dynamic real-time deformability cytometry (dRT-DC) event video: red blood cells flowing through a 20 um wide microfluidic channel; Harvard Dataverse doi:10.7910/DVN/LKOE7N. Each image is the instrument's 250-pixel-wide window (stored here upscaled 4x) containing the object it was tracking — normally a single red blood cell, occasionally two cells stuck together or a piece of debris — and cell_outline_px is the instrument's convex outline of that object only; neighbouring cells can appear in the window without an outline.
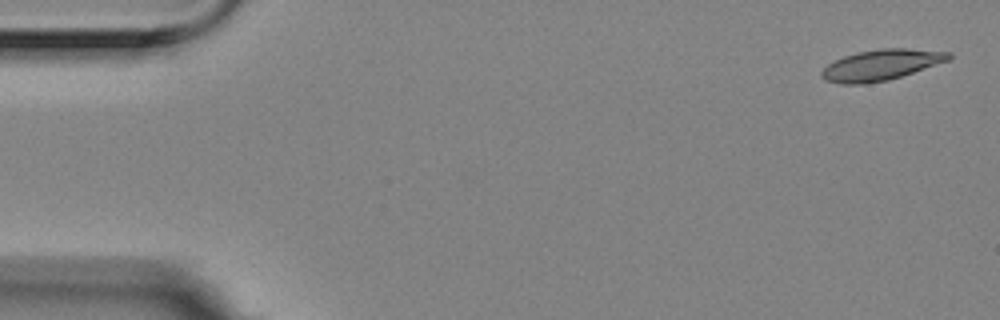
{"species": "Egyptian fruit bat (a non-hibernating species)", "species_latin": "Rousettus aegyptiacus", "temperature_condition": "room temperature", "stored_images_in_passage": 5, "camera_frame_rate_fps": 3000, "um_per_image_px": 0.085, "animal": {"sex": "female"}, "frame": {"image": 1, "passage_image": 1, "time_ms": 0.0, "image_size_px": [1000, 320], "cell_outline_px": [[952, 60], [888, 80], [864, 84], [840, 84], [824, 80], [820, 76], [820, 72], [828, 64], [844, 56], [860, 52], [880, 48], [904, 48], [952, 52]], "centroid_in_image_um": [74.92, 5.52], "position_along_channel_um": 10.1, "area_um2": 22.89}}